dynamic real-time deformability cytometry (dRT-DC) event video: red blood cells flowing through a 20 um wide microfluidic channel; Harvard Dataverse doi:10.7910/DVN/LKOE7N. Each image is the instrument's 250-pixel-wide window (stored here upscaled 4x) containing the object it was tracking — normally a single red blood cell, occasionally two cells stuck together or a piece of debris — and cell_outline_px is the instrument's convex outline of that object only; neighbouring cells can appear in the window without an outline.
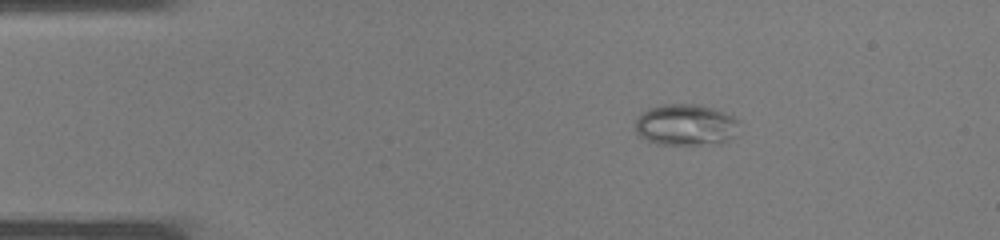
{"species": "common noctule bat (a hibernating species)", "species_latin": "Nyctalus noctula", "temperature_condition": "warm", "stored_images_in_passage": 32, "camera_frame_rate_fps": 3000, "um_per_image_px": 0.085, "animal": {"sex": "male", "body_mass_g": 19.0, "forearm_length_mm": 50.8}, "frame": {"image": 1, "passage_image": 1, "time_ms": 0.0, "image_size_px": [1000, 240], "cell_outline_px": [[736, 136], [720, 144], [656, 144], [640, 136], [636, 132], [636, 120], [648, 108], [668, 104], [700, 104], [724, 112], [732, 116], [736, 120]], "centroid_in_image_um": [58.29, 10.62], "position_along_channel_um": 26.7, "area_um2": 24.85}}
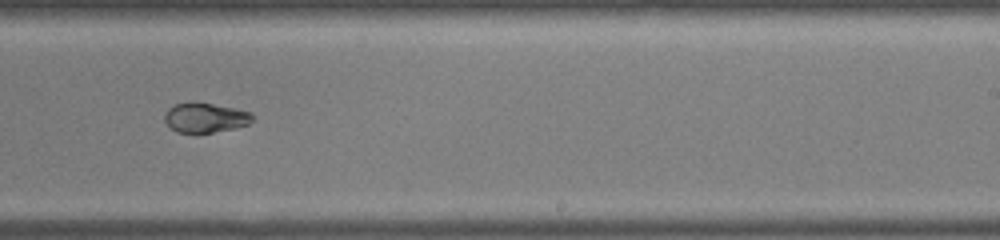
{"frame": {"image": 2, "passage_image": 18, "time_ms": 5.667, "image_size_px": [1000, 240], "cell_outline_px": [[252, 120], [248, 124], [236, 128], [196, 136], [176, 132], [164, 120], [164, 116], [168, 108], [176, 104], [212, 104], [236, 108], [252, 112]], "centroid_in_image_um": [17.45, 10.07], "position_along_channel_um": 271.5, "area_um2": 15.37}}
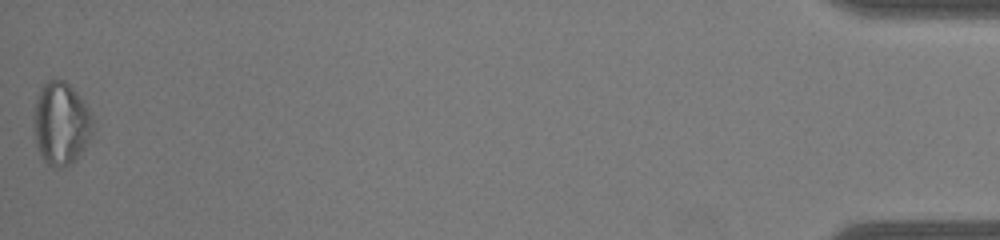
{"frame": {"image": 3, "passage_image": 32, "time_ms": 10.333, "image_size_px": [1000, 240], "cell_outline_px": [[92, 136], [76, 160], [60, 168], [48, 164], [44, 160], [36, 148], [32, 120], [32, 116], [36, 100], [40, 88], [48, 80], [64, 80], [84, 100], [92, 116]], "centroid_in_image_um": [5.16, 10.5], "position_along_channel_um": 430.0, "area_um2": 28.73}}